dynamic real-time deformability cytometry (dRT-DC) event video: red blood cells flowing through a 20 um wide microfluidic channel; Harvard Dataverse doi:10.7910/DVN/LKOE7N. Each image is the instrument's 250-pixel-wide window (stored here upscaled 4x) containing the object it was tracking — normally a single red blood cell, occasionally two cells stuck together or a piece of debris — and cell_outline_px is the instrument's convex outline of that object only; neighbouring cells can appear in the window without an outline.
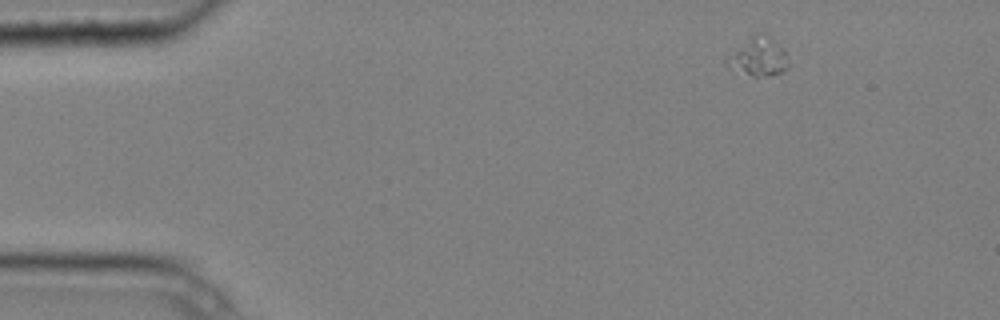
{"species": "common noctule bat (a hibernating species)", "species_latin": "Nyctalus noctula", "temperature_condition": "cold", "stored_images_in_passage": 9, "camera_frame_rate_fps": 3000, "um_per_image_px": 0.085, "animal": {"sex": "male", "body_mass_g": 20.4}, "frame": {"image": 1, "passage_image": 1, "time_ms": 0.0, "image_size_px": [1000, 320], "cell_outline_px": [[788, 68], [784, 72], [760, 76], [752, 76], [724, 60], [728, 56], [756, 32], [764, 32], [784, 48], [788, 64]], "centroid_in_image_um": [64.56, 4.78], "position_along_channel_um": 20.4, "area_um2": 13.18}}
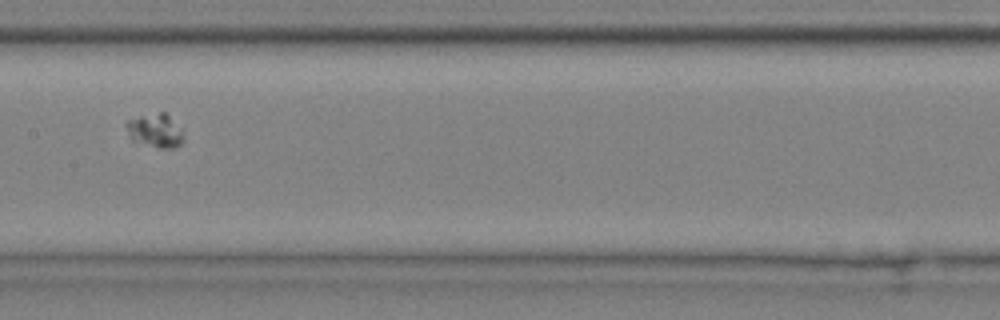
{"frame": {"image": 2, "passage_image": 7, "time_ms": 2.0, "image_size_px": [1000, 320], "cell_outline_px": [[184, 140], [176, 148], [160, 148], [136, 144], [128, 136], [124, 124], [128, 120], [140, 116], [160, 112], [164, 112], [168, 116], [180, 132]], "centroid_in_image_um": [13.1, 11.15], "position_along_channel_um": 194.3, "area_um2": 11.16}}
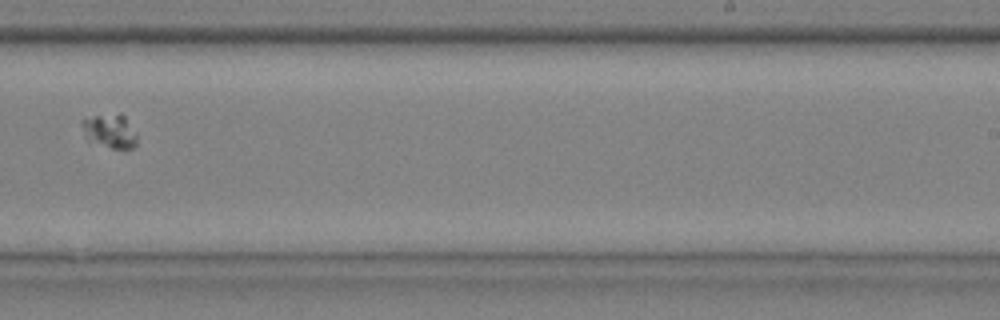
{"frame": {"image": 3, "passage_image": 9, "time_ms": 2.667, "image_size_px": [1000, 320], "cell_outline_px": [[136, 144], [132, 148], [112, 148], [88, 140], [84, 136], [80, 124], [80, 120], [96, 116], [120, 112], [124, 116], [136, 132]], "centroid_in_image_um": [9.32, 11.12], "position_along_channel_um": 279.7, "area_um2": 10.87}}